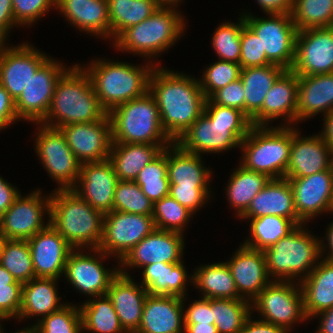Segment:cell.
Here are the masks:
<instances>
[{"label": "cell", "mask_w": 333, "mask_h": 333, "mask_svg": "<svg viewBox=\"0 0 333 333\" xmlns=\"http://www.w3.org/2000/svg\"><path fill=\"white\" fill-rule=\"evenodd\" d=\"M246 11V12H245ZM245 23L257 34L271 64L291 70L295 60L297 28L290 13H267L258 17L245 10ZM253 14V15H252Z\"/></svg>", "instance_id": "obj_11"}, {"label": "cell", "mask_w": 333, "mask_h": 333, "mask_svg": "<svg viewBox=\"0 0 333 333\" xmlns=\"http://www.w3.org/2000/svg\"><path fill=\"white\" fill-rule=\"evenodd\" d=\"M153 206L135 181H118L114 192L113 210L152 216Z\"/></svg>", "instance_id": "obj_50"}, {"label": "cell", "mask_w": 333, "mask_h": 333, "mask_svg": "<svg viewBox=\"0 0 333 333\" xmlns=\"http://www.w3.org/2000/svg\"><path fill=\"white\" fill-rule=\"evenodd\" d=\"M149 92L158 106L162 128L173 142L204 113L207 98L194 75L156 65Z\"/></svg>", "instance_id": "obj_1"}, {"label": "cell", "mask_w": 333, "mask_h": 333, "mask_svg": "<svg viewBox=\"0 0 333 333\" xmlns=\"http://www.w3.org/2000/svg\"><path fill=\"white\" fill-rule=\"evenodd\" d=\"M163 150L159 145L112 143L109 160L113 164L118 180L135 181L138 173Z\"/></svg>", "instance_id": "obj_36"}, {"label": "cell", "mask_w": 333, "mask_h": 333, "mask_svg": "<svg viewBox=\"0 0 333 333\" xmlns=\"http://www.w3.org/2000/svg\"><path fill=\"white\" fill-rule=\"evenodd\" d=\"M20 193L17 186L15 187L11 182L0 176V217L13 204Z\"/></svg>", "instance_id": "obj_61"}, {"label": "cell", "mask_w": 333, "mask_h": 333, "mask_svg": "<svg viewBox=\"0 0 333 333\" xmlns=\"http://www.w3.org/2000/svg\"><path fill=\"white\" fill-rule=\"evenodd\" d=\"M161 6H177L179 7L184 0H156Z\"/></svg>", "instance_id": "obj_68"}, {"label": "cell", "mask_w": 333, "mask_h": 333, "mask_svg": "<svg viewBox=\"0 0 333 333\" xmlns=\"http://www.w3.org/2000/svg\"><path fill=\"white\" fill-rule=\"evenodd\" d=\"M260 10L267 13H290L293 0H255Z\"/></svg>", "instance_id": "obj_62"}, {"label": "cell", "mask_w": 333, "mask_h": 333, "mask_svg": "<svg viewBox=\"0 0 333 333\" xmlns=\"http://www.w3.org/2000/svg\"><path fill=\"white\" fill-rule=\"evenodd\" d=\"M193 270L192 286L195 290L198 289L200 297L243 299L238 294L234 279L225 261L200 264Z\"/></svg>", "instance_id": "obj_37"}, {"label": "cell", "mask_w": 333, "mask_h": 333, "mask_svg": "<svg viewBox=\"0 0 333 333\" xmlns=\"http://www.w3.org/2000/svg\"><path fill=\"white\" fill-rule=\"evenodd\" d=\"M135 333H184L182 298L148 294Z\"/></svg>", "instance_id": "obj_31"}, {"label": "cell", "mask_w": 333, "mask_h": 333, "mask_svg": "<svg viewBox=\"0 0 333 333\" xmlns=\"http://www.w3.org/2000/svg\"><path fill=\"white\" fill-rule=\"evenodd\" d=\"M211 187H170L169 195L174 198L179 204L188 208L196 215V212L212 202L213 193Z\"/></svg>", "instance_id": "obj_54"}, {"label": "cell", "mask_w": 333, "mask_h": 333, "mask_svg": "<svg viewBox=\"0 0 333 333\" xmlns=\"http://www.w3.org/2000/svg\"><path fill=\"white\" fill-rule=\"evenodd\" d=\"M118 177L112 162L81 164L77 183L71 189L92 208L104 214L113 211V199Z\"/></svg>", "instance_id": "obj_24"}, {"label": "cell", "mask_w": 333, "mask_h": 333, "mask_svg": "<svg viewBox=\"0 0 333 333\" xmlns=\"http://www.w3.org/2000/svg\"><path fill=\"white\" fill-rule=\"evenodd\" d=\"M59 279L35 277L22 285L21 309L18 322L35 319L34 324L25 326L22 330H30L44 316L60 310L67 304L61 300L58 293ZM38 317V318H37ZM26 318V319H25Z\"/></svg>", "instance_id": "obj_30"}, {"label": "cell", "mask_w": 333, "mask_h": 333, "mask_svg": "<svg viewBox=\"0 0 333 333\" xmlns=\"http://www.w3.org/2000/svg\"><path fill=\"white\" fill-rule=\"evenodd\" d=\"M0 264L12 274L16 281L22 284L35 278L27 240L7 239Z\"/></svg>", "instance_id": "obj_46"}, {"label": "cell", "mask_w": 333, "mask_h": 333, "mask_svg": "<svg viewBox=\"0 0 333 333\" xmlns=\"http://www.w3.org/2000/svg\"><path fill=\"white\" fill-rule=\"evenodd\" d=\"M315 318L320 320L315 333H333V307L312 317Z\"/></svg>", "instance_id": "obj_64"}, {"label": "cell", "mask_w": 333, "mask_h": 333, "mask_svg": "<svg viewBox=\"0 0 333 333\" xmlns=\"http://www.w3.org/2000/svg\"><path fill=\"white\" fill-rule=\"evenodd\" d=\"M307 225L297 226L263 251L267 272L272 280L299 283L321 260L320 236L309 231Z\"/></svg>", "instance_id": "obj_7"}, {"label": "cell", "mask_w": 333, "mask_h": 333, "mask_svg": "<svg viewBox=\"0 0 333 333\" xmlns=\"http://www.w3.org/2000/svg\"><path fill=\"white\" fill-rule=\"evenodd\" d=\"M119 273L112 281L107 291L119 322L126 333H135L141 323L147 290L139 283Z\"/></svg>", "instance_id": "obj_29"}, {"label": "cell", "mask_w": 333, "mask_h": 333, "mask_svg": "<svg viewBox=\"0 0 333 333\" xmlns=\"http://www.w3.org/2000/svg\"><path fill=\"white\" fill-rule=\"evenodd\" d=\"M291 144L292 126H252L241 142L239 164L271 179L284 178Z\"/></svg>", "instance_id": "obj_9"}, {"label": "cell", "mask_w": 333, "mask_h": 333, "mask_svg": "<svg viewBox=\"0 0 333 333\" xmlns=\"http://www.w3.org/2000/svg\"><path fill=\"white\" fill-rule=\"evenodd\" d=\"M333 111V73L298 76L296 124Z\"/></svg>", "instance_id": "obj_32"}, {"label": "cell", "mask_w": 333, "mask_h": 333, "mask_svg": "<svg viewBox=\"0 0 333 333\" xmlns=\"http://www.w3.org/2000/svg\"><path fill=\"white\" fill-rule=\"evenodd\" d=\"M30 331L32 333H83L79 305L72 302L44 316Z\"/></svg>", "instance_id": "obj_49"}, {"label": "cell", "mask_w": 333, "mask_h": 333, "mask_svg": "<svg viewBox=\"0 0 333 333\" xmlns=\"http://www.w3.org/2000/svg\"><path fill=\"white\" fill-rule=\"evenodd\" d=\"M251 119L241 110L206 100L204 113L175 142L183 150L200 156L240 148L251 127Z\"/></svg>", "instance_id": "obj_2"}, {"label": "cell", "mask_w": 333, "mask_h": 333, "mask_svg": "<svg viewBox=\"0 0 333 333\" xmlns=\"http://www.w3.org/2000/svg\"><path fill=\"white\" fill-rule=\"evenodd\" d=\"M1 321H2V320L0 319V333L3 332V331L5 330V328H3L4 326H2L3 323H2Z\"/></svg>", "instance_id": "obj_71"}, {"label": "cell", "mask_w": 333, "mask_h": 333, "mask_svg": "<svg viewBox=\"0 0 333 333\" xmlns=\"http://www.w3.org/2000/svg\"><path fill=\"white\" fill-rule=\"evenodd\" d=\"M249 222V237L241 243L252 249L264 251L279 239L286 237L297 225L288 218L279 216H262L254 219H241Z\"/></svg>", "instance_id": "obj_42"}, {"label": "cell", "mask_w": 333, "mask_h": 333, "mask_svg": "<svg viewBox=\"0 0 333 333\" xmlns=\"http://www.w3.org/2000/svg\"><path fill=\"white\" fill-rule=\"evenodd\" d=\"M43 192L40 188L25 196L21 192L0 217V232L7 239L28 240L50 224L51 193Z\"/></svg>", "instance_id": "obj_14"}, {"label": "cell", "mask_w": 333, "mask_h": 333, "mask_svg": "<svg viewBox=\"0 0 333 333\" xmlns=\"http://www.w3.org/2000/svg\"><path fill=\"white\" fill-rule=\"evenodd\" d=\"M291 70L298 76L333 73V26L297 32Z\"/></svg>", "instance_id": "obj_19"}, {"label": "cell", "mask_w": 333, "mask_h": 333, "mask_svg": "<svg viewBox=\"0 0 333 333\" xmlns=\"http://www.w3.org/2000/svg\"><path fill=\"white\" fill-rule=\"evenodd\" d=\"M16 333H32L30 330H20V329H18L17 331H16Z\"/></svg>", "instance_id": "obj_70"}, {"label": "cell", "mask_w": 333, "mask_h": 333, "mask_svg": "<svg viewBox=\"0 0 333 333\" xmlns=\"http://www.w3.org/2000/svg\"><path fill=\"white\" fill-rule=\"evenodd\" d=\"M186 298L188 297L182 298L184 324H214L213 305L209 298L200 297V299L193 300L189 305H187Z\"/></svg>", "instance_id": "obj_57"}, {"label": "cell", "mask_w": 333, "mask_h": 333, "mask_svg": "<svg viewBox=\"0 0 333 333\" xmlns=\"http://www.w3.org/2000/svg\"><path fill=\"white\" fill-rule=\"evenodd\" d=\"M12 6L16 23L28 28L55 10V0H12Z\"/></svg>", "instance_id": "obj_53"}, {"label": "cell", "mask_w": 333, "mask_h": 333, "mask_svg": "<svg viewBox=\"0 0 333 333\" xmlns=\"http://www.w3.org/2000/svg\"><path fill=\"white\" fill-rule=\"evenodd\" d=\"M23 284H7L0 286V319L18 320L21 309Z\"/></svg>", "instance_id": "obj_55"}, {"label": "cell", "mask_w": 333, "mask_h": 333, "mask_svg": "<svg viewBox=\"0 0 333 333\" xmlns=\"http://www.w3.org/2000/svg\"><path fill=\"white\" fill-rule=\"evenodd\" d=\"M185 245L183 234L156 228L119 261V272L131 276L130 269L152 263H179L184 260Z\"/></svg>", "instance_id": "obj_18"}, {"label": "cell", "mask_w": 333, "mask_h": 333, "mask_svg": "<svg viewBox=\"0 0 333 333\" xmlns=\"http://www.w3.org/2000/svg\"><path fill=\"white\" fill-rule=\"evenodd\" d=\"M51 57L33 44L6 42L0 49V84L16 101L31 76Z\"/></svg>", "instance_id": "obj_17"}, {"label": "cell", "mask_w": 333, "mask_h": 333, "mask_svg": "<svg viewBox=\"0 0 333 333\" xmlns=\"http://www.w3.org/2000/svg\"><path fill=\"white\" fill-rule=\"evenodd\" d=\"M242 69L271 64L257 34L245 23L240 35V60Z\"/></svg>", "instance_id": "obj_52"}, {"label": "cell", "mask_w": 333, "mask_h": 333, "mask_svg": "<svg viewBox=\"0 0 333 333\" xmlns=\"http://www.w3.org/2000/svg\"><path fill=\"white\" fill-rule=\"evenodd\" d=\"M55 9L68 24L90 36L110 41L107 0H55Z\"/></svg>", "instance_id": "obj_27"}, {"label": "cell", "mask_w": 333, "mask_h": 333, "mask_svg": "<svg viewBox=\"0 0 333 333\" xmlns=\"http://www.w3.org/2000/svg\"><path fill=\"white\" fill-rule=\"evenodd\" d=\"M299 284L308 320L333 307V261L321 259Z\"/></svg>", "instance_id": "obj_35"}, {"label": "cell", "mask_w": 333, "mask_h": 333, "mask_svg": "<svg viewBox=\"0 0 333 333\" xmlns=\"http://www.w3.org/2000/svg\"><path fill=\"white\" fill-rule=\"evenodd\" d=\"M245 24L243 14L240 13L238 21H223L215 29L211 39L212 49L219 60L239 63L240 35Z\"/></svg>", "instance_id": "obj_48"}, {"label": "cell", "mask_w": 333, "mask_h": 333, "mask_svg": "<svg viewBox=\"0 0 333 333\" xmlns=\"http://www.w3.org/2000/svg\"><path fill=\"white\" fill-rule=\"evenodd\" d=\"M251 311L259 319L285 328L289 333L300 323L308 322L300 284L272 280L252 301ZM295 325V326H294ZM292 330V331H291Z\"/></svg>", "instance_id": "obj_10"}, {"label": "cell", "mask_w": 333, "mask_h": 333, "mask_svg": "<svg viewBox=\"0 0 333 333\" xmlns=\"http://www.w3.org/2000/svg\"><path fill=\"white\" fill-rule=\"evenodd\" d=\"M214 325L218 333H238L252 314L251 302L246 299H210Z\"/></svg>", "instance_id": "obj_43"}, {"label": "cell", "mask_w": 333, "mask_h": 333, "mask_svg": "<svg viewBox=\"0 0 333 333\" xmlns=\"http://www.w3.org/2000/svg\"><path fill=\"white\" fill-rule=\"evenodd\" d=\"M209 167L202 156L183 150L177 143L167 146L170 187H210L214 175Z\"/></svg>", "instance_id": "obj_33"}, {"label": "cell", "mask_w": 333, "mask_h": 333, "mask_svg": "<svg viewBox=\"0 0 333 333\" xmlns=\"http://www.w3.org/2000/svg\"><path fill=\"white\" fill-rule=\"evenodd\" d=\"M255 319V320H254ZM238 333H289L285 328L255 318L252 314L247 318Z\"/></svg>", "instance_id": "obj_60"}, {"label": "cell", "mask_w": 333, "mask_h": 333, "mask_svg": "<svg viewBox=\"0 0 333 333\" xmlns=\"http://www.w3.org/2000/svg\"><path fill=\"white\" fill-rule=\"evenodd\" d=\"M292 126V144L285 178H300L323 172L333 167V152L319 133L302 136Z\"/></svg>", "instance_id": "obj_22"}, {"label": "cell", "mask_w": 333, "mask_h": 333, "mask_svg": "<svg viewBox=\"0 0 333 333\" xmlns=\"http://www.w3.org/2000/svg\"><path fill=\"white\" fill-rule=\"evenodd\" d=\"M298 217L308 224L324 213L333 215V167L300 178H287Z\"/></svg>", "instance_id": "obj_20"}, {"label": "cell", "mask_w": 333, "mask_h": 333, "mask_svg": "<svg viewBox=\"0 0 333 333\" xmlns=\"http://www.w3.org/2000/svg\"><path fill=\"white\" fill-rule=\"evenodd\" d=\"M156 229L152 216L110 211L104 214L103 235L98 249L117 264L136 244Z\"/></svg>", "instance_id": "obj_16"}, {"label": "cell", "mask_w": 333, "mask_h": 333, "mask_svg": "<svg viewBox=\"0 0 333 333\" xmlns=\"http://www.w3.org/2000/svg\"><path fill=\"white\" fill-rule=\"evenodd\" d=\"M7 241V238L0 232V259L3 253L4 245Z\"/></svg>", "instance_id": "obj_69"}, {"label": "cell", "mask_w": 333, "mask_h": 333, "mask_svg": "<svg viewBox=\"0 0 333 333\" xmlns=\"http://www.w3.org/2000/svg\"><path fill=\"white\" fill-rule=\"evenodd\" d=\"M16 27L19 29L20 26L14 18L12 0H0V38L9 42L8 34Z\"/></svg>", "instance_id": "obj_59"}, {"label": "cell", "mask_w": 333, "mask_h": 333, "mask_svg": "<svg viewBox=\"0 0 333 333\" xmlns=\"http://www.w3.org/2000/svg\"><path fill=\"white\" fill-rule=\"evenodd\" d=\"M79 304L82 332L126 333L122 328L111 299L106 295L97 296Z\"/></svg>", "instance_id": "obj_41"}, {"label": "cell", "mask_w": 333, "mask_h": 333, "mask_svg": "<svg viewBox=\"0 0 333 333\" xmlns=\"http://www.w3.org/2000/svg\"><path fill=\"white\" fill-rule=\"evenodd\" d=\"M182 260L179 263H152L141 268L139 283L150 295L188 297L187 287L192 286L193 275H189Z\"/></svg>", "instance_id": "obj_34"}, {"label": "cell", "mask_w": 333, "mask_h": 333, "mask_svg": "<svg viewBox=\"0 0 333 333\" xmlns=\"http://www.w3.org/2000/svg\"><path fill=\"white\" fill-rule=\"evenodd\" d=\"M135 182L142 192L154 204L169 195L170 182L167 172V147L155 160L147 164L139 173Z\"/></svg>", "instance_id": "obj_45"}, {"label": "cell", "mask_w": 333, "mask_h": 333, "mask_svg": "<svg viewBox=\"0 0 333 333\" xmlns=\"http://www.w3.org/2000/svg\"><path fill=\"white\" fill-rule=\"evenodd\" d=\"M209 99L214 104L236 108L245 113V90L240 78L215 91Z\"/></svg>", "instance_id": "obj_56"}, {"label": "cell", "mask_w": 333, "mask_h": 333, "mask_svg": "<svg viewBox=\"0 0 333 333\" xmlns=\"http://www.w3.org/2000/svg\"><path fill=\"white\" fill-rule=\"evenodd\" d=\"M109 58H91L82 67L90 76L102 108L109 113L117 106L149 91V79L154 63L144 60V65ZM87 65V66H86Z\"/></svg>", "instance_id": "obj_5"}, {"label": "cell", "mask_w": 333, "mask_h": 333, "mask_svg": "<svg viewBox=\"0 0 333 333\" xmlns=\"http://www.w3.org/2000/svg\"><path fill=\"white\" fill-rule=\"evenodd\" d=\"M66 65V66H65ZM64 62L50 57L25 85L15 101V110L20 121L40 123L47 115L56 84L70 68Z\"/></svg>", "instance_id": "obj_15"}, {"label": "cell", "mask_w": 333, "mask_h": 333, "mask_svg": "<svg viewBox=\"0 0 333 333\" xmlns=\"http://www.w3.org/2000/svg\"><path fill=\"white\" fill-rule=\"evenodd\" d=\"M297 97L298 75L285 70L268 90L261 110L251 119L252 125L272 126L281 118L279 126H295Z\"/></svg>", "instance_id": "obj_23"}, {"label": "cell", "mask_w": 333, "mask_h": 333, "mask_svg": "<svg viewBox=\"0 0 333 333\" xmlns=\"http://www.w3.org/2000/svg\"><path fill=\"white\" fill-rule=\"evenodd\" d=\"M110 42L125 29L148 19L161 5L156 0H107Z\"/></svg>", "instance_id": "obj_40"}, {"label": "cell", "mask_w": 333, "mask_h": 333, "mask_svg": "<svg viewBox=\"0 0 333 333\" xmlns=\"http://www.w3.org/2000/svg\"><path fill=\"white\" fill-rule=\"evenodd\" d=\"M226 260L238 294L252 301L271 281L263 251L252 249L240 242L239 247Z\"/></svg>", "instance_id": "obj_25"}, {"label": "cell", "mask_w": 333, "mask_h": 333, "mask_svg": "<svg viewBox=\"0 0 333 333\" xmlns=\"http://www.w3.org/2000/svg\"><path fill=\"white\" fill-rule=\"evenodd\" d=\"M59 130L81 164L109 159L112 132L108 114L98 121L65 125Z\"/></svg>", "instance_id": "obj_21"}, {"label": "cell", "mask_w": 333, "mask_h": 333, "mask_svg": "<svg viewBox=\"0 0 333 333\" xmlns=\"http://www.w3.org/2000/svg\"><path fill=\"white\" fill-rule=\"evenodd\" d=\"M203 74L198 78L202 92L208 99L215 91L240 78L241 66L239 63L217 60L204 68Z\"/></svg>", "instance_id": "obj_51"}, {"label": "cell", "mask_w": 333, "mask_h": 333, "mask_svg": "<svg viewBox=\"0 0 333 333\" xmlns=\"http://www.w3.org/2000/svg\"><path fill=\"white\" fill-rule=\"evenodd\" d=\"M34 136V149L47 176L56 182V189H72L77 183L81 163L71 151L66 139L59 129L50 128L40 123ZM39 126V127H38ZM36 135V136H35Z\"/></svg>", "instance_id": "obj_12"}, {"label": "cell", "mask_w": 333, "mask_h": 333, "mask_svg": "<svg viewBox=\"0 0 333 333\" xmlns=\"http://www.w3.org/2000/svg\"><path fill=\"white\" fill-rule=\"evenodd\" d=\"M237 166L229 176L224 190L229 208L234 209L238 219L271 178L263 173L247 170L240 164Z\"/></svg>", "instance_id": "obj_38"}, {"label": "cell", "mask_w": 333, "mask_h": 333, "mask_svg": "<svg viewBox=\"0 0 333 333\" xmlns=\"http://www.w3.org/2000/svg\"><path fill=\"white\" fill-rule=\"evenodd\" d=\"M262 216H279L291 219L297 226L305 224L294 207L293 192L287 178L270 179L252 199L248 209L239 219H254Z\"/></svg>", "instance_id": "obj_28"}, {"label": "cell", "mask_w": 333, "mask_h": 333, "mask_svg": "<svg viewBox=\"0 0 333 333\" xmlns=\"http://www.w3.org/2000/svg\"><path fill=\"white\" fill-rule=\"evenodd\" d=\"M194 215L188 208L167 195L154 203L152 217L157 229L185 235V229Z\"/></svg>", "instance_id": "obj_47"}, {"label": "cell", "mask_w": 333, "mask_h": 333, "mask_svg": "<svg viewBox=\"0 0 333 333\" xmlns=\"http://www.w3.org/2000/svg\"><path fill=\"white\" fill-rule=\"evenodd\" d=\"M291 17L297 30L333 26V0H293Z\"/></svg>", "instance_id": "obj_44"}, {"label": "cell", "mask_w": 333, "mask_h": 333, "mask_svg": "<svg viewBox=\"0 0 333 333\" xmlns=\"http://www.w3.org/2000/svg\"><path fill=\"white\" fill-rule=\"evenodd\" d=\"M322 131H319L321 138L326 141L333 152V111L322 116Z\"/></svg>", "instance_id": "obj_65"}, {"label": "cell", "mask_w": 333, "mask_h": 333, "mask_svg": "<svg viewBox=\"0 0 333 333\" xmlns=\"http://www.w3.org/2000/svg\"><path fill=\"white\" fill-rule=\"evenodd\" d=\"M104 213L92 208L71 189L51 192L50 225L73 249L98 248Z\"/></svg>", "instance_id": "obj_6"}, {"label": "cell", "mask_w": 333, "mask_h": 333, "mask_svg": "<svg viewBox=\"0 0 333 333\" xmlns=\"http://www.w3.org/2000/svg\"><path fill=\"white\" fill-rule=\"evenodd\" d=\"M35 277L63 278L69 253L73 248L50 224L27 240Z\"/></svg>", "instance_id": "obj_26"}, {"label": "cell", "mask_w": 333, "mask_h": 333, "mask_svg": "<svg viewBox=\"0 0 333 333\" xmlns=\"http://www.w3.org/2000/svg\"><path fill=\"white\" fill-rule=\"evenodd\" d=\"M83 64L75 63L59 78L51 105L40 124L59 129L65 125L89 123L103 119L102 108Z\"/></svg>", "instance_id": "obj_3"}, {"label": "cell", "mask_w": 333, "mask_h": 333, "mask_svg": "<svg viewBox=\"0 0 333 333\" xmlns=\"http://www.w3.org/2000/svg\"><path fill=\"white\" fill-rule=\"evenodd\" d=\"M284 71L283 67L275 64L241 69L240 79L245 90V114L250 119L261 110L268 90Z\"/></svg>", "instance_id": "obj_39"}, {"label": "cell", "mask_w": 333, "mask_h": 333, "mask_svg": "<svg viewBox=\"0 0 333 333\" xmlns=\"http://www.w3.org/2000/svg\"><path fill=\"white\" fill-rule=\"evenodd\" d=\"M109 258L112 257L98 248L73 249L68 255L63 277L77 293L88 296L87 299L106 295L111 281L120 273L119 264L113 268L104 266Z\"/></svg>", "instance_id": "obj_13"}, {"label": "cell", "mask_w": 333, "mask_h": 333, "mask_svg": "<svg viewBox=\"0 0 333 333\" xmlns=\"http://www.w3.org/2000/svg\"><path fill=\"white\" fill-rule=\"evenodd\" d=\"M19 121L15 110V101L0 84V132Z\"/></svg>", "instance_id": "obj_58"}, {"label": "cell", "mask_w": 333, "mask_h": 333, "mask_svg": "<svg viewBox=\"0 0 333 333\" xmlns=\"http://www.w3.org/2000/svg\"><path fill=\"white\" fill-rule=\"evenodd\" d=\"M7 284H22L12 276V274L0 264V286Z\"/></svg>", "instance_id": "obj_67"}, {"label": "cell", "mask_w": 333, "mask_h": 333, "mask_svg": "<svg viewBox=\"0 0 333 333\" xmlns=\"http://www.w3.org/2000/svg\"><path fill=\"white\" fill-rule=\"evenodd\" d=\"M184 333H218L214 324H184Z\"/></svg>", "instance_id": "obj_66"}, {"label": "cell", "mask_w": 333, "mask_h": 333, "mask_svg": "<svg viewBox=\"0 0 333 333\" xmlns=\"http://www.w3.org/2000/svg\"><path fill=\"white\" fill-rule=\"evenodd\" d=\"M178 8L160 6L148 19L125 29L111 45L121 54L131 53L161 65L158 56L174 47L188 27L185 15Z\"/></svg>", "instance_id": "obj_4"}, {"label": "cell", "mask_w": 333, "mask_h": 333, "mask_svg": "<svg viewBox=\"0 0 333 333\" xmlns=\"http://www.w3.org/2000/svg\"><path fill=\"white\" fill-rule=\"evenodd\" d=\"M5 43H6V42H5L3 39L0 38V49H1V47H2Z\"/></svg>", "instance_id": "obj_72"}, {"label": "cell", "mask_w": 333, "mask_h": 333, "mask_svg": "<svg viewBox=\"0 0 333 333\" xmlns=\"http://www.w3.org/2000/svg\"><path fill=\"white\" fill-rule=\"evenodd\" d=\"M108 115L112 143L151 144L164 149L173 142L162 128L158 106L149 91L117 106Z\"/></svg>", "instance_id": "obj_8"}, {"label": "cell", "mask_w": 333, "mask_h": 333, "mask_svg": "<svg viewBox=\"0 0 333 333\" xmlns=\"http://www.w3.org/2000/svg\"><path fill=\"white\" fill-rule=\"evenodd\" d=\"M325 228V237H320L321 259L333 261V221Z\"/></svg>", "instance_id": "obj_63"}]
</instances>
